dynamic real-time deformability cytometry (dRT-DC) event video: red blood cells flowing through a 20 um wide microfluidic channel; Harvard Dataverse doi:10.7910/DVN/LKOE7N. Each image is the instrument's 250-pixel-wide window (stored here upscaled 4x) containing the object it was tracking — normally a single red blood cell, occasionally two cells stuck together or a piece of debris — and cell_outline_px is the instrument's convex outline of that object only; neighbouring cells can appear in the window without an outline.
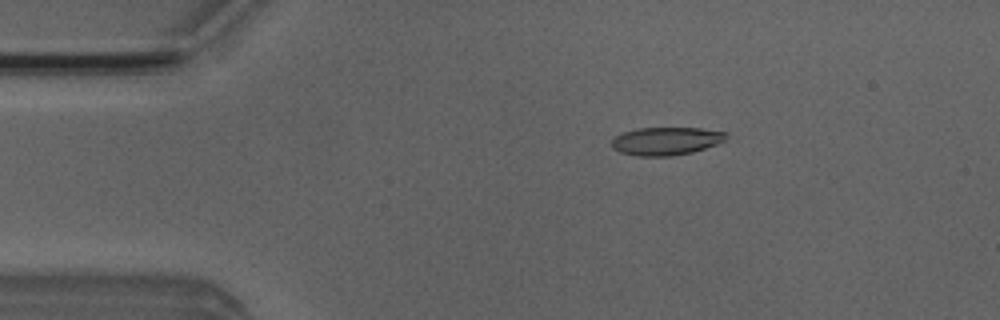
{"species": "Egyptian fruit bat (a non-hibernating species)", "species_latin": "Rousettus aegyptiacus", "temperature_condition": "room temperature", "stored_images_in_passage": 5, "camera_frame_rate_fps": 3000, "um_per_image_px": 0.085, "animal": {"sex": "male"}, "frame": {"image": 1, "passage_image": 3, "time_ms": 2.333, "image_size_px": [1000, 320], "cell_outline_px": [[728, 136], [724, 140], [716, 144], [692, 152], [672, 156], [640, 156], [620, 152], [612, 148], [612, 140], [616, 136], [624, 132], [640, 128], [700, 128], [728, 132]], "centroid_in_image_um": [56.63, 11.99], "position_along_channel_um": 28.4, "area_um2": 18.55}}